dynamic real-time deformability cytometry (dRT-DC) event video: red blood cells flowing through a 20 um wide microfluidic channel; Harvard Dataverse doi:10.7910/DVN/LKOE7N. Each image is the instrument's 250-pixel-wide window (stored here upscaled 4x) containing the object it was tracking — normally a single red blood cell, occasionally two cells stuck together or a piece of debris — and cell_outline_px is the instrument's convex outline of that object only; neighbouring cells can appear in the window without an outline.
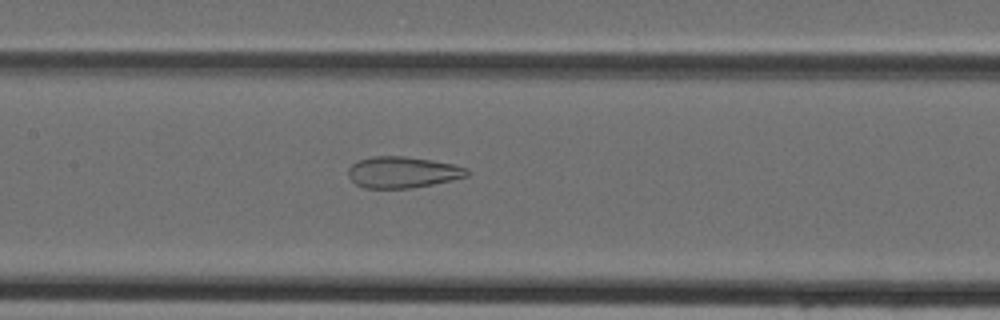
{"species": "Egyptian fruit bat (a non-hibernating species)", "species_latin": "Rousettus aegyptiacus", "temperature_condition": "cold", "stored_images_in_passage": 45, "camera_frame_rate_fps": 3000, "um_per_image_px": 0.085, "animal": {"sex": "female"}, "frame": {"image": 1, "passage_image": 21, "time_ms": 6.667, "image_size_px": [1000, 320], "cell_outline_px": [[468, 176], [452, 180], [412, 188], [364, 188], [356, 184], [348, 176], [348, 168], [356, 160], [372, 156], [404, 156], [432, 160], [456, 164], [468, 168]], "centroid_in_image_um": [34.22, 14.63], "position_along_channel_um": 173.2, "area_um2": 21.85}}
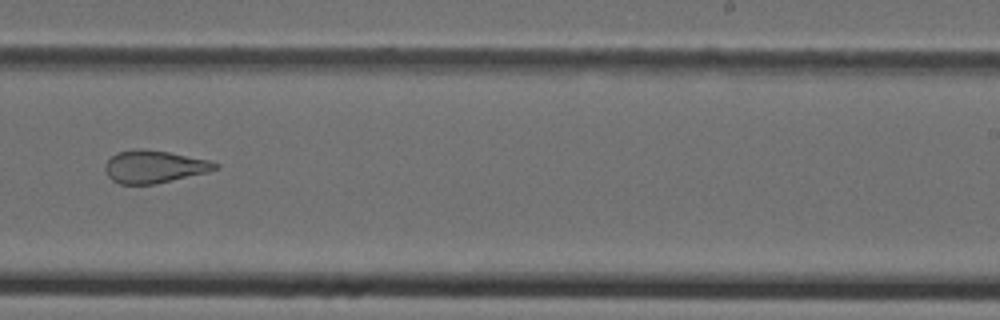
{"frame": {"image": 2, "passage_image": 28, "time_ms": 9.0, "image_size_px": [1000, 320], "cell_outline_px": [[220, 168], [208, 172], [156, 184], [120, 184], [112, 180], [108, 176], [104, 168], [108, 160], [116, 152], [136, 148], [140, 148], [168, 152], [208, 160], [220, 164]], "centroid_in_image_um": [13.11, 14.17], "position_along_channel_um": 275.9, "area_um2": 20.92}}
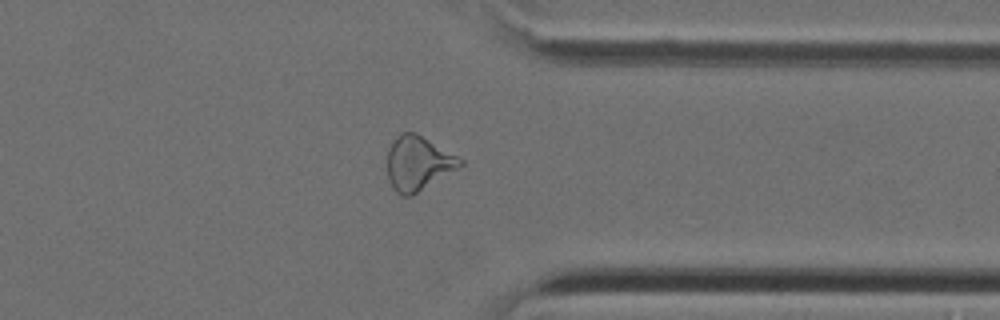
{"frame": {"image": 3, "passage_image": 35, "time_ms": 11.333, "image_size_px": [1000, 320], "cell_outline_px": [[464, 164], [412, 196], [400, 196], [392, 188], [388, 180], [388, 148], [392, 140], [400, 132], [416, 132], [464, 160]], "centroid_in_image_um": [35.51, 13.87], "position_along_channel_um": 375.9, "area_um2": 23.12}}